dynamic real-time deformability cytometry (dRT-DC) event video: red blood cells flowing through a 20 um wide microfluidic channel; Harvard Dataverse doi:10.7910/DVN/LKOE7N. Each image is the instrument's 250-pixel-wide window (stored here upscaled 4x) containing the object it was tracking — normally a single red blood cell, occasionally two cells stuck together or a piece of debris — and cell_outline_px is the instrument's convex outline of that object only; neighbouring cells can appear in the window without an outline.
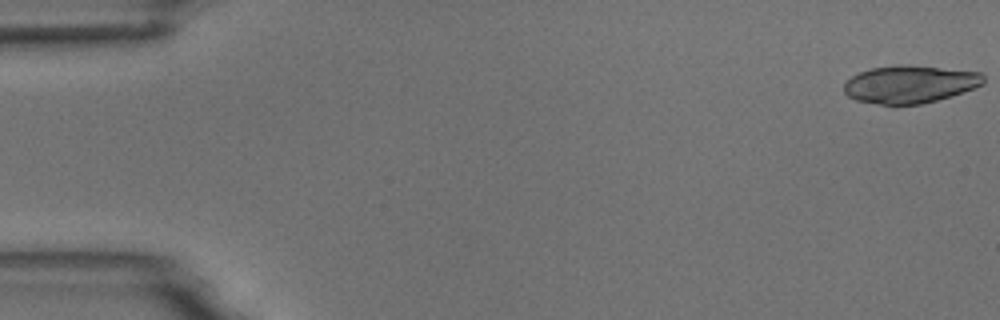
{"species": "common noctule bat (a hibernating species)", "species_latin": "Nyctalus noctula", "temperature_condition": "room temperature", "stored_images_in_passage": 3, "camera_frame_rate_fps": 3000, "um_per_image_px": 0.085, "animal": {"sex": "male", "body_mass_g": 18.8}, "frame": {"image": 1, "passage_image": 1, "time_ms": 0.0, "image_size_px": [1000, 320], "cell_outline_px": [[984, 84], [936, 100], [920, 104], [880, 104], [856, 100], [848, 96], [844, 92], [844, 84], [852, 76], [860, 72], [872, 68], [900, 64], [908, 64], [980, 72], [984, 76]], "centroid_in_image_um": [77.32, 7.14], "position_along_channel_um": 7.7, "area_um2": 30.29}}